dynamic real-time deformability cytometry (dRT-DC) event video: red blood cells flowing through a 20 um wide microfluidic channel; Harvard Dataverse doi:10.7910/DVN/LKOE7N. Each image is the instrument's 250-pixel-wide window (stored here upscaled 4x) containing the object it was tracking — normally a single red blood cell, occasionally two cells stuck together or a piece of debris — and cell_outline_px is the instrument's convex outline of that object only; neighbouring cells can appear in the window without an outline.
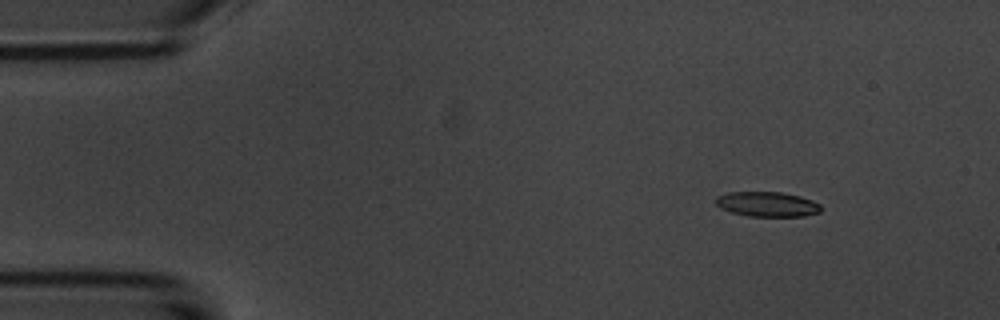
{"species": "common noctule bat (a hibernating species)", "species_latin": "Nyctalus noctula", "temperature_condition": "room temperature", "stored_images_in_passage": 5, "camera_frame_rate_fps": 3000, "um_per_image_px": 0.085, "animal": {"sex": "male", "body_mass_g": 20.1, "forearm_length_mm": 53.5}, "frame": {"image": 1, "passage_image": 2, "time_ms": 1.0, "image_size_px": [1000, 320], "cell_outline_px": [[820, 212], [804, 216], [748, 216], [732, 212], [716, 204], [716, 196], [728, 192], [780, 192], [800, 196], [812, 200], [820, 204]], "centroid_in_image_um": [65.23, 17.35], "position_along_channel_um": 19.8, "area_um2": 15.09}}
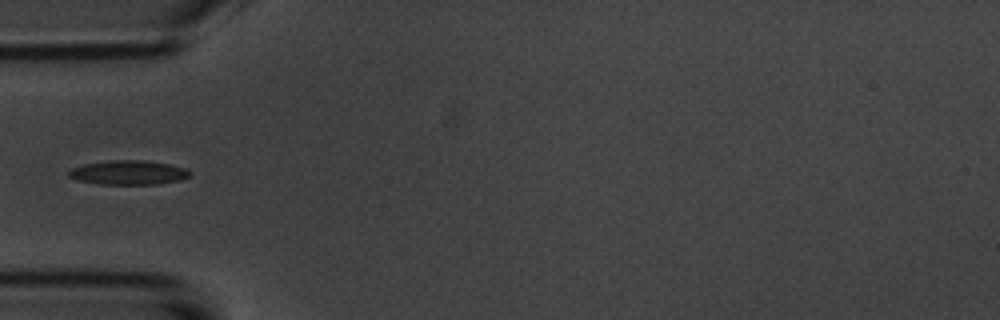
{"frame": {"image": 2, "passage_image": 5, "time_ms": 4.667, "image_size_px": [1000, 320], "cell_outline_px": [[192, 176], [180, 180], [160, 184], [100, 184], [80, 180], [68, 176], [68, 172], [72, 168], [84, 164], [108, 160], [144, 160], [168, 164], [188, 168], [192, 172]], "centroid_in_image_um": [10.99, 14.66], "position_along_channel_um": 74.0, "area_um2": 17.22}}